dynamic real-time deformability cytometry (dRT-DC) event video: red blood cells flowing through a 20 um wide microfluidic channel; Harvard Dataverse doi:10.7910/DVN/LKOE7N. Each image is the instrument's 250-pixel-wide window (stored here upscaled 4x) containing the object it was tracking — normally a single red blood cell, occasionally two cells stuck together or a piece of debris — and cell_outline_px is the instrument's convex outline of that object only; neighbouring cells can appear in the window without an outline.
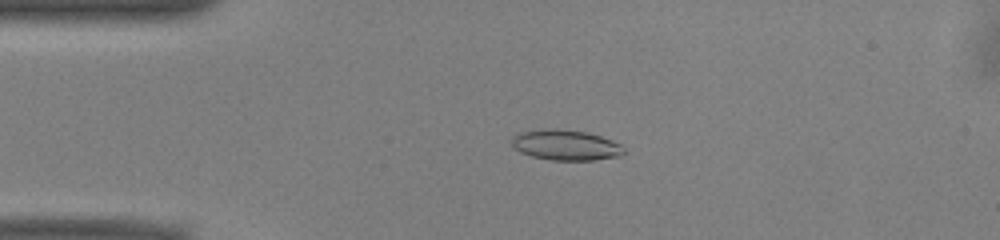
{"species": "common noctule bat (a hibernating species)", "species_latin": "Nyctalus noctula", "temperature_condition": "warm", "stored_images_in_passage": 51, "camera_frame_rate_fps": 3000, "um_per_image_px": 0.085, "animal": {"sex": "male", "body_mass_g": 13.0, "forearm_length_mm": 53.1}, "frame": {"image": 1, "passage_image": 11, "time_ms": 3.333, "image_size_px": [1000, 240], "cell_outline_px": [[624, 152], [620, 156], [592, 160], [552, 160], [532, 156], [520, 152], [512, 148], [512, 136], [524, 132], [548, 128], [560, 128], [588, 132], [612, 140], [620, 144], [624, 148]], "centroid_in_image_um": [48.09, 12.32], "position_along_channel_um": 36.9, "area_um2": 19.94}}
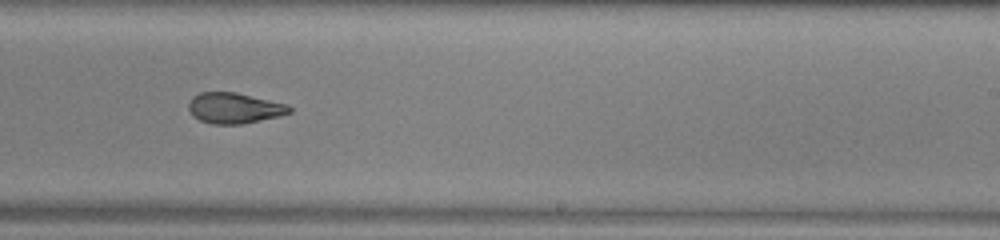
{"frame": {"image": 2, "passage_image": 31, "time_ms": 10.0, "image_size_px": [1000, 240], "cell_outline_px": [[292, 112], [276, 116], [240, 124], [212, 124], [200, 120], [192, 116], [188, 108], [188, 104], [192, 96], [200, 92], [236, 92], [288, 104], [292, 108]], "centroid_in_image_um": [19.88, 9.17], "position_along_channel_um": 269.1, "area_um2": 17.98}}
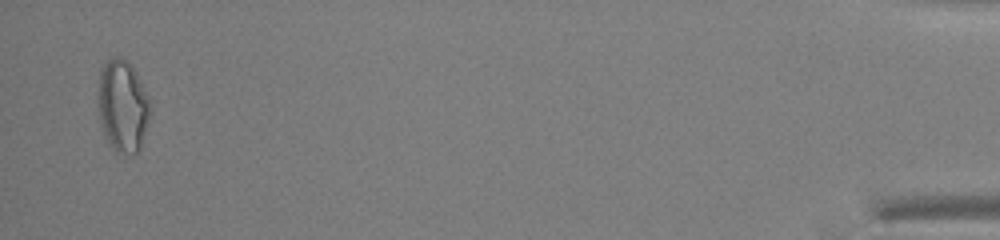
{"frame": {"image": 3, "passage_image": 50, "time_ms": 16.333, "image_size_px": [1000, 240], "cell_outline_px": [[152, 108], [140, 148], [132, 156], [116, 152], [104, 136], [100, 124], [96, 104], [96, 92], [100, 68], [112, 56], [120, 56], [128, 60], [136, 72], [152, 100]], "centroid_in_image_um": [10.41, 8.97], "position_along_channel_um": 424.8, "area_um2": 29.19}, "authors_computed_cell_mechanics": {"area_um2": 19.7676, "velocity_mm_per_s": 3.9444, "shape_relaxation_time_tau1_ms": null, "shape_relaxation_time_tau2_ms": 2.6651, "deformation_change_tau1": null, "deformation_change_tau2": 0.0989}}